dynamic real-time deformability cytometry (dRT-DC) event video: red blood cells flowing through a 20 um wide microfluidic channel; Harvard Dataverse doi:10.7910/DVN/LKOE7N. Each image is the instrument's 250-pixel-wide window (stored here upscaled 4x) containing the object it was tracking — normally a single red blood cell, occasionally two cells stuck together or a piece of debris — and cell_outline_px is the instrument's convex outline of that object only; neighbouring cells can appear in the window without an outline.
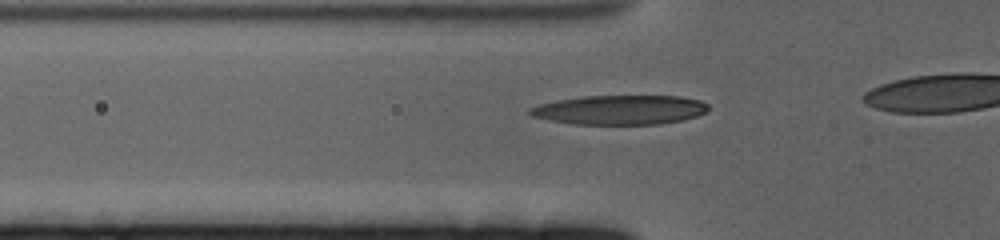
{"species": "human", "species_latin": "Homo sapiens", "temperature_condition": "cold", "stored_images_in_passage": 18, "camera_frame_rate_fps": 3000, "um_per_image_px": 0.085, "donor": {"sex": "female"}, "frame": {"image": 1, "passage_image": 11, "time_ms": 3.333, "image_size_px": [1000, 240], "cell_outline_px": [[708, 112], [684, 120], [660, 124], [572, 124], [532, 116], [528, 112], [528, 108], [536, 104], [556, 100], [580, 96], [680, 96], [700, 100], [708, 104]], "centroid_in_image_um": [52.69, 9.33], "position_along_channel_um": 73.1, "area_um2": 30.81}}
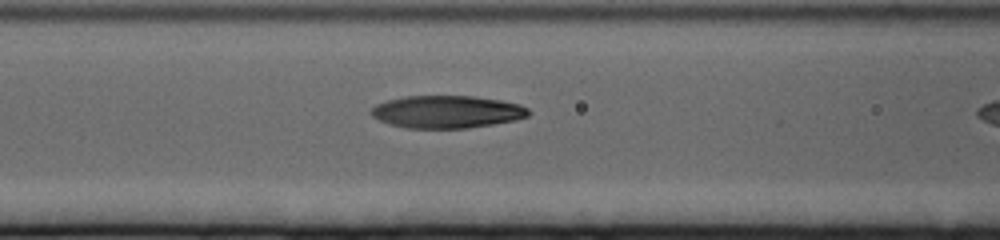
{"frame": {"image": 2, "passage_image": 16, "time_ms": 5.0, "image_size_px": [1000, 240], "cell_outline_px": [[528, 116], [516, 120], [468, 128], [408, 128], [388, 124], [372, 116], [368, 112], [376, 104], [388, 100], [404, 96], [472, 96], [500, 100], [520, 104], [528, 108]], "centroid_in_image_um": [37.96, 9.5], "position_along_channel_um": 128.6, "area_um2": 29.82}}